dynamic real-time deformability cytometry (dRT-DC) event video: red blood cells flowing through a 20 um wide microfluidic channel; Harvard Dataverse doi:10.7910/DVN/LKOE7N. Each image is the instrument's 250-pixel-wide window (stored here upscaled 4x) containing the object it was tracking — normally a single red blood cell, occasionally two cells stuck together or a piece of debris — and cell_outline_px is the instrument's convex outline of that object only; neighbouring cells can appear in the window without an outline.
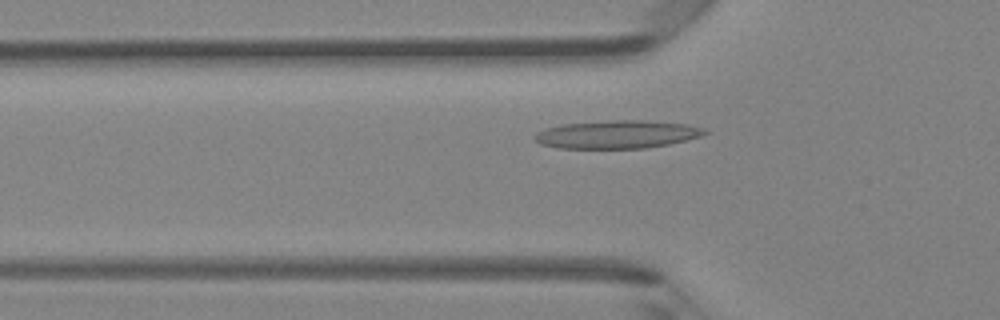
{"species": "Egyptian fruit bat (a non-hibernating species)", "species_latin": "Rousettus aegyptiacus", "temperature_condition": "room temperature", "stored_images_in_passage": 41, "camera_frame_rate_fps": 3000, "um_per_image_px": 0.085, "animal": {"sex": "female"}, "frame": {"image": 1, "passage_image": 10, "time_ms": 3.0, "image_size_px": [1000, 320], "cell_outline_px": [[708, 132], [700, 136], [668, 144], [644, 148], [560, 148], [540, 144], [532, 136], [536, 132], [548, 128], [564, 124], [608, 120], [644, 120], [688, 124], [704, 128]], "centroid_in_image_um": [52.44, 11.42], "position_along_channel_um": 73.4, "area_um2": 27.63}}
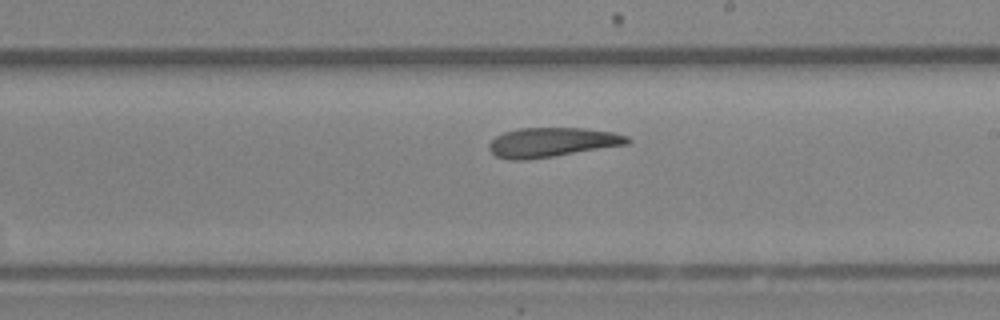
{"frame": {"image": 2, "passage_image": 22, "time_ms": 7.0, "image_size_px": [1000, 320], "cell_outline_px": [[632, 140], [628, 144], [552, 156], [524, 160], [512, 160], [496, 156], [488, 148], [488, 144], [496, 136], [504, 132], [516, 128], [584, 128], [612, 132], [628, 136]], "centroid_in_image_um": [46.9, 12.08], "position_along_channel_um": 242.1, "area_um2": 23.58}}
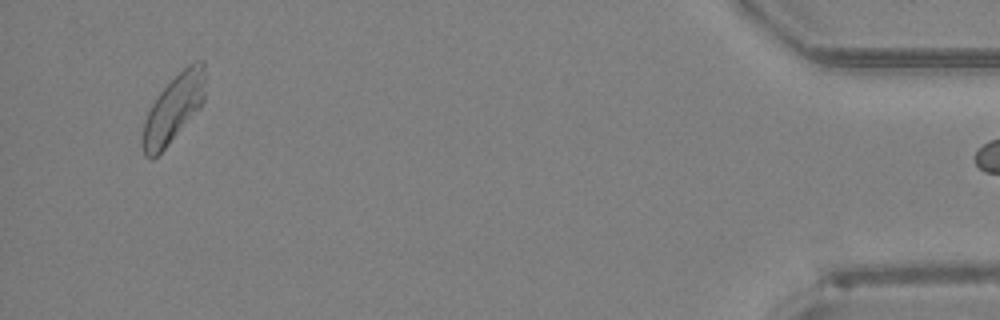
{"frame": {"image": 3, "passage_image": 40, "time_ms": 13.0, "image_size_px": [1000, 320], "cell_outline_px": [[204, 100], [200, 108], [168, 144], [152, 160], [148, 160], [144, 156], [140, 144], [144, 120], [152, 104], [160, 92], [188, 64], [196, 60], [204, 60]], "centroid_in_image_um": [14.72, 9.27], "position_along_channel_um": 420.5, "area_um2": 24.45}}